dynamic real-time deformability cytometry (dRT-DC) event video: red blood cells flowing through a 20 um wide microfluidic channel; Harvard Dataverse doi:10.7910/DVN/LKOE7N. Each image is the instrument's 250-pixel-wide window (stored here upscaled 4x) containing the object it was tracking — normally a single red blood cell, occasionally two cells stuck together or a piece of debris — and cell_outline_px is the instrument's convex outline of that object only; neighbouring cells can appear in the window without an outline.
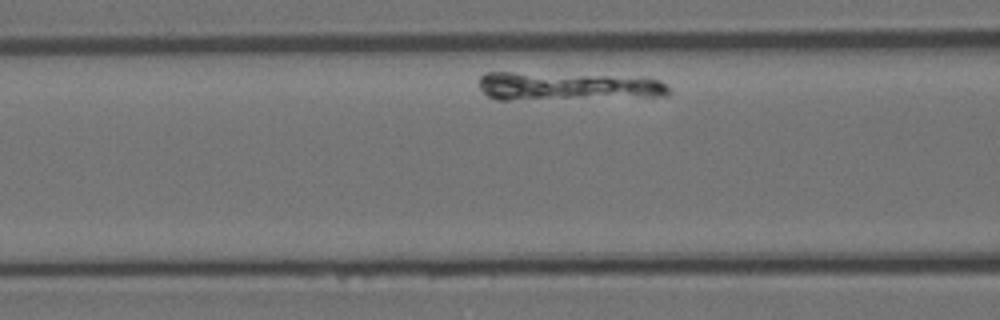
{"species": "Egyptian fruit bat (a non-hibernating species)", "species_latin": "Rousettus aegyptiacus", "temperature_condition": "room temperature", "stored_images_in_passage": 35, "camera_frame_rate_fps": 3000, "um_per_image_px": 0.085, "animal": {"sex": "female"}, "frame": {"image": 1, "passage_image": 7, "time_ms": 2.0, "image_size_px": [1000, 320], "cell_outline_px": [[668, 96], [508, 100], [496, 100], [488, 96], [480, 88], [480, 76], [484, 72], [512, 72], [652, 76], [660, 80], [668, 88]], "centroid_in_image_um": [48.28, 7.31], "position_along_channel_um": 118.3, "area_um2": 32.02}}
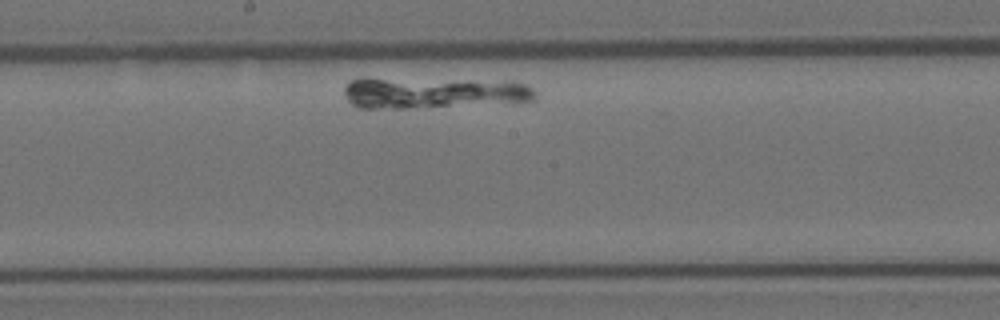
{"frame": {"image": 2, "passage_image": 17, "time_ms": 5.333, "image_size_px": [1000, 320], "cell_outline_px": [[536, 100], [512, 104], [404, 108], [360, 108], [352, 104], [344, 96], [344, 88], [348, 80], [516, 80], [528, 84], [536, 92]], "centroid_in_image_um": [37.06, 7.92], "position_along_channel_um": 211.1, "area_um2": 34.91}}
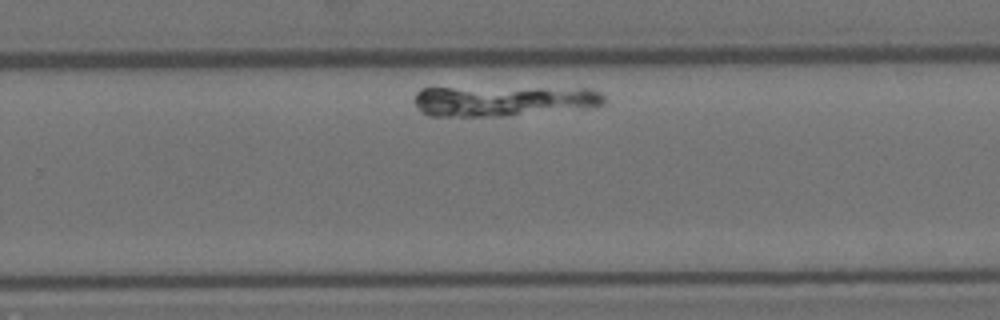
{"frame": {"image": 3, "passage_image": 25, "time_ms": 8.0, "image_size_px": [1000, 320], "cell_outline_px": [[604, 104], [596, 108], [500, 116], [428, 116], [420, 112], [416, 108], [412, 100], [416, 92], [420, 88], [592, 88], [600, 92], [604, 96]], "centroid_in_image_um": [42.81, 8.58], "position_along_channel_um": 287.0, "area_um2": 34.28}}